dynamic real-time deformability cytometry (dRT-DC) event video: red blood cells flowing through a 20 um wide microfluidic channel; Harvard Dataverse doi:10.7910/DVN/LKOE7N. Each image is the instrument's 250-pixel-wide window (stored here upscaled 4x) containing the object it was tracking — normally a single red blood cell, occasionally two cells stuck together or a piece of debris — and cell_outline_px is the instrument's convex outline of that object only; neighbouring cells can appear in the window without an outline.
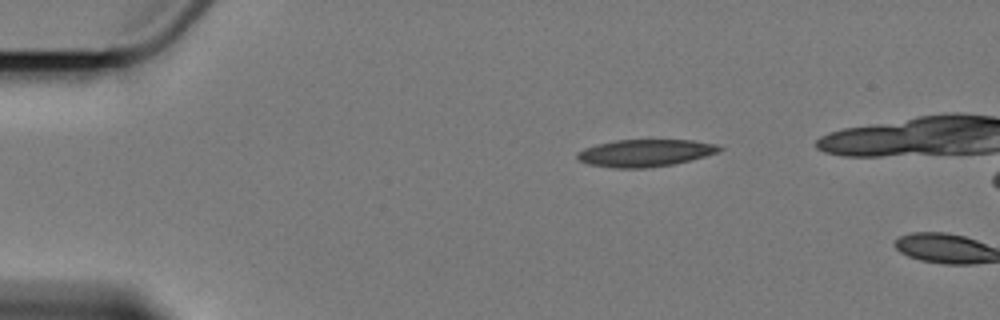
{"species": "Egyptian fruit bat (a non-hibernating species)", "species_latin": "Rousettus aegyptiacus", "temperature_condition": "cold", "stored_images_in_passage": 2, "camera_frame_rate_fps": 3000, "um_per_image_px": 0.085, "animal": {"sex": "female"}, "frame": {"image": 1, "passage_image": 1, "time_ms": 0.0, "image_size_px": [1000, 320], "cell_outline_px": [[724, 148], [716, 152], [692, 160], [676, 164], [648, 168], [612, 168], [588, 164], [580, 160], [576, 156], [576, 152], [584, 148], [596, 144], [616, 140], [692, 140], [716, 144]], "centroid_in_image_um": [54.82, 13.01], "position_along_channel_um": 30.2, "area_um2": 22.66}}